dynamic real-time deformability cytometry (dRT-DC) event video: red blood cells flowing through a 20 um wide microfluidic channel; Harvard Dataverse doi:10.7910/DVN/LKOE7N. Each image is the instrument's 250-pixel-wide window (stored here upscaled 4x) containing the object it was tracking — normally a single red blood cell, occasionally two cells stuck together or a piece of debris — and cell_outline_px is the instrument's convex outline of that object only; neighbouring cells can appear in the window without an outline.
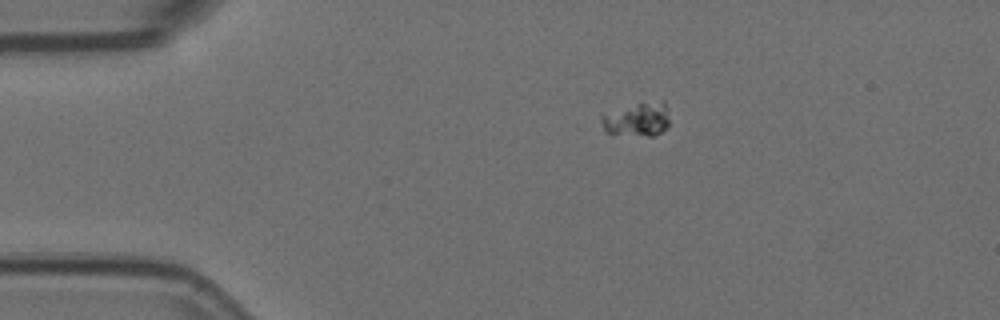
{"species": "Egyptian fruit bat (a non-hibernating species)", "species_latin": "Rousettus aegyptiacus", "temperature_condition": "room temperature", "stored_images_in_passage": 47, "camera_frame_rate_fps": 3000, "um_per_image_px": 0.085, "animal": {"sex": "female"}, "frame": {"image": 1, "passage_image": 1, "time_ms": 0.0, "image_size_px": [1000, 320], "cell_outline_px": [[668, 128], [656, 136], [648, 136], [604, 132], [600, 120], [600, 116], [640, 104], [664, 100], [668, 120]], "centroid_in_image_um": [54.2, 10.2], "position_along_channel_um": 30.8, "area_um2": 12.89}}
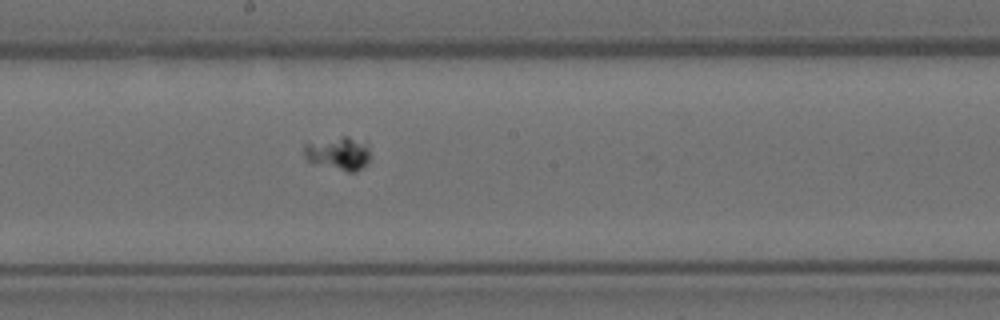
{"frame": {"image": 2, "passage_image": 21, "time_ms": 6.667, "image_size_px": [1000, 320], "cell_outline_px": [[368, 164], [356, 172], [348, 172], [308, 160], [304, 156], [304, 144], [340, 136], [348, 136], [368, 144]], "centroid_in_image_um": [28.79, 13.03], "position_along_channel_um": 219.4, "area_um2": 12.54}}
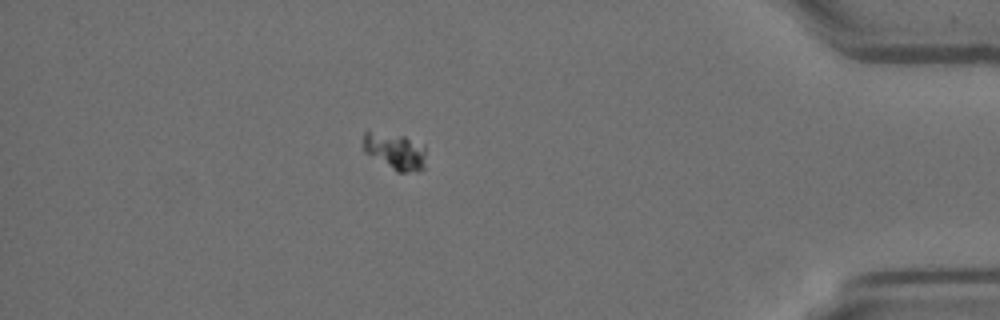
{"frame": {"image": 3, "passage_image": 40, "time_ms": 13.0, "image_size_px": [1000, 320], "cell_outline_px": [[424, 168], [404, 172], [396, 172], [364, 152], [364, 132], [368, 132], [404, 136], [424, 144]], "centroid_in_image_um": [33.58, 12.87], "position_along_channel_um": 401.6, "area_um2": 13.06}}